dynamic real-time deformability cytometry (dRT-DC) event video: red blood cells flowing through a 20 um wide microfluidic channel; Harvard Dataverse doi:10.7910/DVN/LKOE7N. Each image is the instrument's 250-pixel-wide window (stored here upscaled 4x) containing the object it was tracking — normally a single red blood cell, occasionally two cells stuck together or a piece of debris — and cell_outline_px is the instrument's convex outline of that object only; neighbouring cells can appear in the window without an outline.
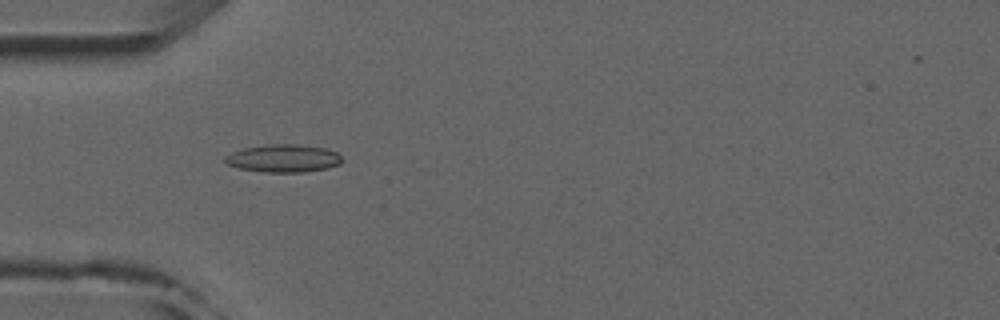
{"species": "common noctule bat (a hibernating species)", "species_latin": "Nyctalus noctula", "temperature_condition": "room temperature", "stored_images_in_passage": 3, "camera_frame_rate_fps": 3000, "um_per_image_px": 0.085, "animal": {"sex": "male", "forearm_length_mm": 52.5}, "frame": {"image": 1, "passage_image": 2, "time_ms": 1.333, "image_size_px": [1000, 320], "cell_outline_px": [[344, 160], [340, 164], [328, 168], [304, 172], [264, 172], [240, 168], [228, 164], [224, 160], [224, 156], [232, 152], [244, 148], [268, 144], [296, 144], [324, 148], [336, 152]], "centroid_in_image_um": [24.1, 13.46], "position_along_channel_um": 60.9, "area_um2": 18.9}}
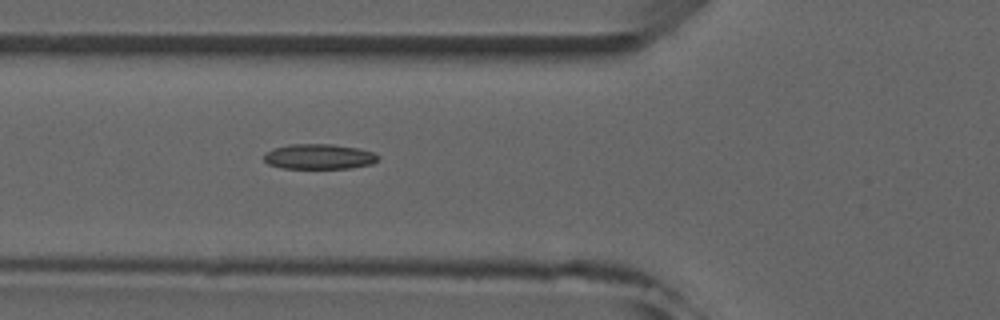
{"frame": {"image": 2, "passage_image": 3, "time_ms": 2.333, "image_size_px": [1000, 320], "cell_outline_px": [[380, 156], [372, 164], [348, 168], [280, 168], [268, 164], [264, 160], [264, 152], [272, 148], [288, 144], [332, 144], [360, 148], [372, 152]], "centroid_in_image_um": [27.08, 13.3], "position_along_channel_um": 98.7, "area_um2": 16.88}}